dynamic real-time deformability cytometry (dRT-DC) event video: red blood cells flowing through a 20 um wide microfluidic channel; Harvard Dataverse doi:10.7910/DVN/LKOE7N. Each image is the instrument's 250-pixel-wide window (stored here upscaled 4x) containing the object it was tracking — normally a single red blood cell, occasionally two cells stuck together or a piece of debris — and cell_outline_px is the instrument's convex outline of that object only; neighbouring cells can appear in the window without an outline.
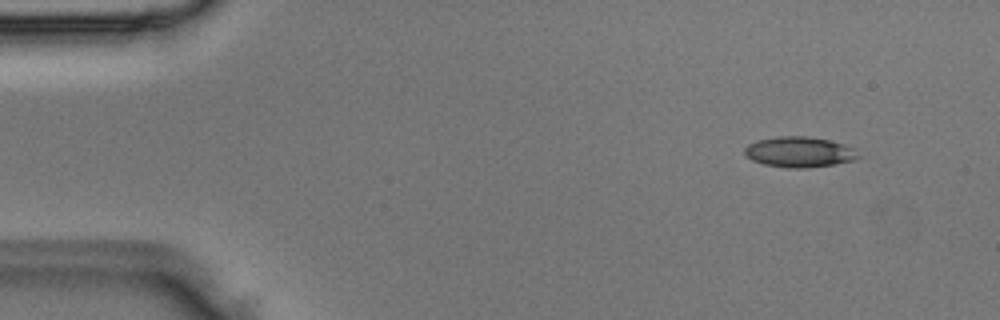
{"species": "Egyptian fruit bat (a non-hibernating species)", "species_latin": "Rousettus aegyptiacus", "temperature_condition": "room temperature", "stored_images_in_passage": 3, "camera_frame_rate_fps": 3000, "um_per_image_px": 0.085, "animal": {"sex": "male"}, "frame": {"image": 1, "passage_image": 1, "time_ms": 0.0, "image_size_px": [1000, 320], "cell_outline_px": [[860, 156], [852, 160], [832, 164], [804, 168], [788, 168], [764, 164], [752, 160], [744, 156], [744, 148], [748, 144], [756, 140], [780, 136], [808, 136], [828, 140], [844, 144], [856, 148]], "centroid_in_image_um": [67.91, 12.91], "position_along_channel_um": 17.1, "area_um2": 20.23}}
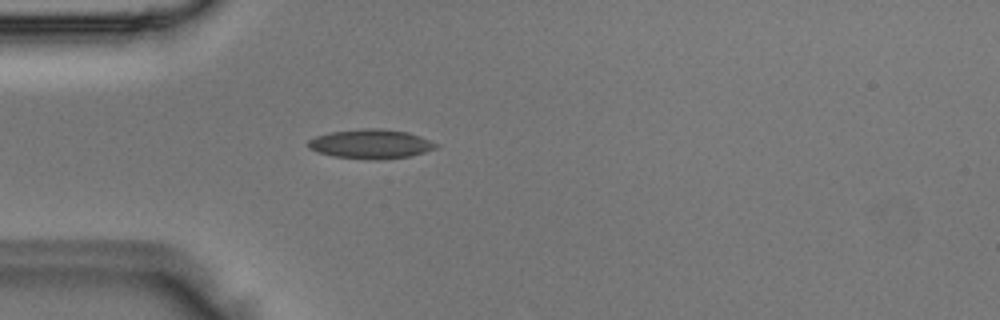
{"frame": {"image": 2, "passage_image": 3, "time_ms": 0.667, "image_size_px": [1000, 320], "cell_outline_px": [[440, 144], [436, 148], [424, 152], [408, 156], [380, 160], [376, 160], [332, 156], [316, 152], [308, 148], [308, 140], [316, 136], [328, 132], [360, 128], [380, 128], [408, 132], [420, 136]], "centroid_in_image_um": [31.5, 12.23], "position_along_channel_um": 53.5, "area_um2": 22.02}}